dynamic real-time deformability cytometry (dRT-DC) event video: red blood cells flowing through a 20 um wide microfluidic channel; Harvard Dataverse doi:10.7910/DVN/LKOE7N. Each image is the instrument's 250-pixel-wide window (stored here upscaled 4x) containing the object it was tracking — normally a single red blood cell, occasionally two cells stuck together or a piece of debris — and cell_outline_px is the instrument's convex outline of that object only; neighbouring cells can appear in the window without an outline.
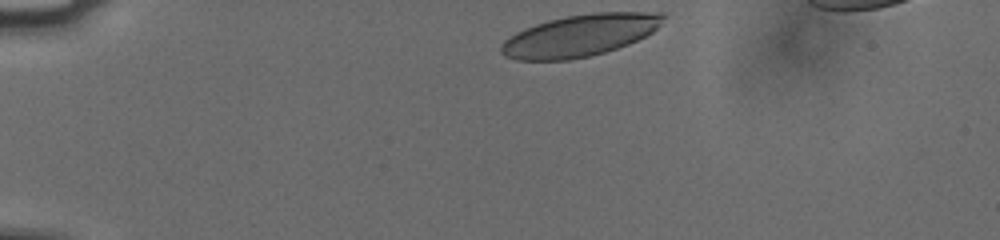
{"species": "human", "species_latin": "Homo sapiens", "temperature_condition": "cold", "stored_images_in_passage": 38, "camera_frame_rate_fps": 3000, "um_per_image_px": 0.085, "donor": {"sex": "male"}, "frame": {"image": 1, "passage_image": 1, "time_ms": 0.0, "image_size_px": [1000, 240], "cell_outline_px": [[668, 16], [652, 32], [628, 44], [604, 52], [588, 56], [568, 60], [516, 60], [504, 56], [500, 52], [500, 44], [508, 36], [524, 28], [548, 20], [568, 16], [596, 12], [664, 12]], "centroid_in_image_um": [49.27, 3.01], "position_along_channel_um": 35.7, "area_um2": 39.54}}
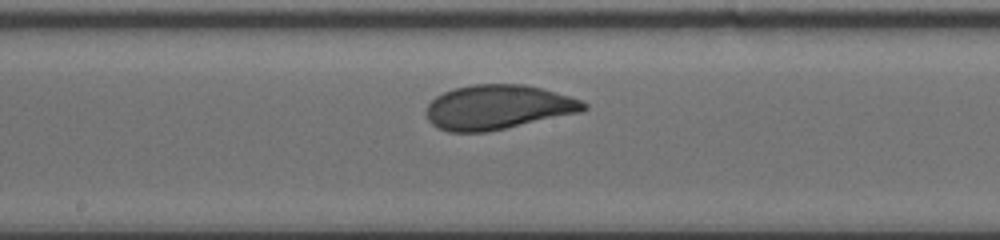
{"frame": {"image": 2, "passage_image": 20, "time_ms": 6.333, "image_size_px": [1000, 240], "cell_outline_px": [[588, 108], [580, 112], [504, 128], [484, 132], [448, 132], [432, 124], [428, 120], [428, 104], [436, 96], [444, 92], [456, 88], [472, 84], [524, 84], [544, 88], [580, 100], [588, 104]], "centroid_in_image_um": [42.33, 9.1], "position_along_channel_um": 205.9, "area_um2": 40.4}}
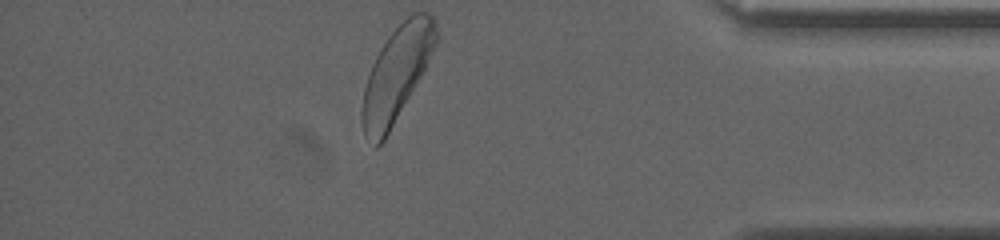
{"frame": {"image": 3, "passage_image": 38, "time_ms": 12.333, "image_size_px": [1000, 240], "cell_outline_px": [[440, 36], [420, 76], [384, 140], [376, 148], [364, 136], [360, 120], [360, 112], [364, 88], [372, 64], [380, 48], [388, 36], [412, 12], [428, 12], [432, 16], [436, 24]], "centroid_in_image_um": [33.68, 6.28], "position_along_channel_um": 401.5, "area_um2": 40.17}, "authors_computed_cell_mechanics": {"area_um2": 40.3444, "velocity_mm_per_s": 3.728, "shape_relaxation_time_tau1_ms": 4.8448, "shape_relaxation_time_tau2_ms": 0.6149, "deformation_change_tau1": 0.1693, "deformation_change_tau2": 0.0602}}